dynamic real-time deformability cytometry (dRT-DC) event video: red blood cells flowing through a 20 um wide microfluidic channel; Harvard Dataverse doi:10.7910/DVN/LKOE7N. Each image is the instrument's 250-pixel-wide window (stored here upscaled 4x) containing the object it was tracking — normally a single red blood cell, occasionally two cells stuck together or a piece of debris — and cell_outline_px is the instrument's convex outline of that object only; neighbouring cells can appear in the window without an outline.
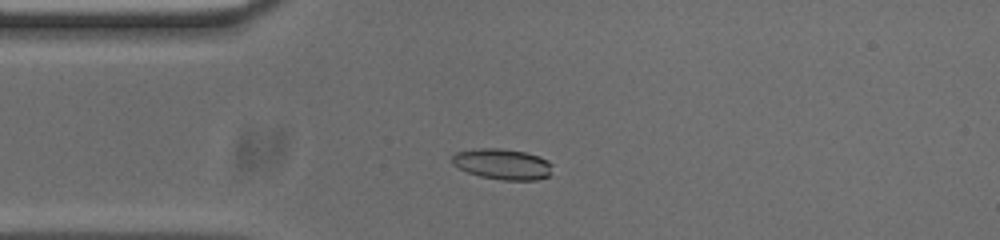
{"species": "common noctule bat (a hibernating species)", "species_latin": "Nyctalus noctula", "temperature_condition": "cold", "stored_images_in_passage": 42, "camera_frame_rate_fps": 3000, "um_per_image_px": 0.085, "animal": {"sex": "male", "body_mass_g": 20.0, "forearm_length_mm": 53.3}, "frame": {"image": 1, "passage_image": 1, "time_ms": 0.0, "image_size_px": [1000, 240], "cell_outline_px": [[552, 164], [548, 176], [536, 180], [504, 180], [480, 176], [468, 172], [452, 164], [452, 156], [456, 152], [480, 148], [500, 148], [524, 152], [540, 156], [548, 160]], "centroid_in_image_um": [42.71, 13.94], "position_along_channel_um": 42.3, "area_um2": 17.86}}
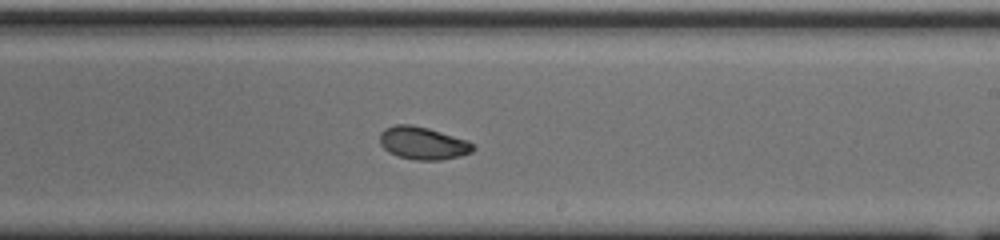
{"frame": {"image": 2, "passage_image": 19, "time_ms": 6.0, "image_size_px": [1000, 240], "cell_outline_px": [[476, 148], [472, 152], [460, 156], [440, 160], [416, 160], [396, 156], [388, 152], [380, 144], [380, 132], [384, 128], [396, 124], [412, 124], [428, 128], [468, 140], [476, 144]], "centroid_in_image_um": [35.96, 12.16], "position_along_channel_um": 253.0, "area_um2": 18.03}}
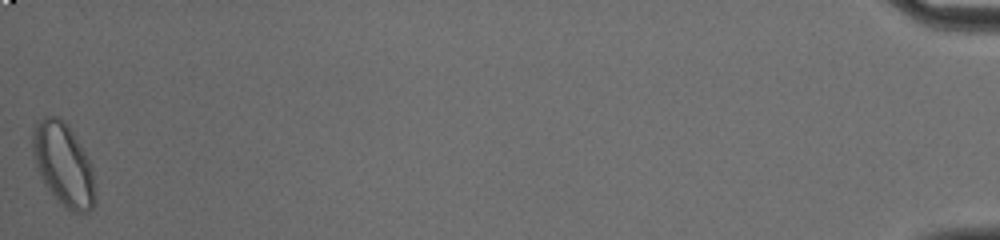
{"frame": {"image": 3, "passage_image": 42, "time_ms": 13.667, "image_size_px": [1000, 240], "cell_outline_px": [[96, 204], [88, 212], [72, 212], [48, 188], [40, 176], [32, 152], [32, 132], [36, 124], [44, 116], [56, 116], [68, 124], [80, 144], [92, 168]], "centroid_in_image_um": [5.39, 13.95], "position_along_channel_um": 429.8, "area_um2": 29.59}, "authors_computed_cell_mechanics": {"area_um2": 17.9758, "velocity_mm_per_s": 3.7385, "shape_relaxation_time_tau1_ms": 6.1066, "shape_relaxation_time_tau2_ms": 2.5349, "deformation_change_tau1": 0.1435, "deformation_change_tau2": 0.0538}}